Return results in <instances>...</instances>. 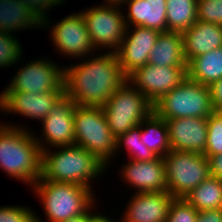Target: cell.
Returning a JSON list of instances; mask_svg holds the SVG:
<instances>
[{"instance_id": "obj_24", "label": "cell", "mask_w": 222, "mask_h": 222, "mask_svg": "<svg viewBox=\"0 0 222 222\" xmlns=\"http://www.w3.org/2000/svg\"><path fill=\"white\" fill-rule=\"evenodd\" d=\"M141 142L159 157L170 150L168 126L162 117L152 111L141 123Z\"/></svg>"}, {"instance_id": "obj_28", "label": "cell", "mask_w": 222, "mask_h": 222, "mask_svg": "<svg viewBox=\"0 0 222 222\" xmlns=\"http://www.w3.org/2000/svg\"><path fill=\"white\" fill-rule=\"evenodd\" d=\"M20 41L9 33L0 32V68L6 69V67L13 66L22 56V49Z\"/></svg>"}, {"instance_id": "obj_16", "label": "cell", "mask_w": 222, "mask_h": 222, "mask_svg": "<svg viewBox=\"0 0 222 222\" xmlns=\"http://www.w3.org/2000/svg\"><path fill=\"white\" fill-rule=\"evenodd\" d=\"M121 168V178L137 189L136 193L167 191L165 164L163 157L150 161L128 160Z\"/></svg>"}, {"instance_id": "obj_27", "label": "cell", "mask_w": 222, "mask_h": 222, "mask_svg": "<svg viewBox=\"0 0 222 222\" xmlns=\"http://www.w3.org/2000/svg\"><path fill=\"white\" fill-rule=\"evenodd\" d=\"M115 142L116 154L118 155V152L121 151L120 148L124 145L125 149H127V157H129V160L150 161L157 157L156 154H154L141 142L140 125L128 130L124 134L119 135Z\"/></svg>"}, {"instance_id": "obj_12", "label": "cell", "mask_w": 222, "mask_h": 222, "mask_svg": "<svg viewBox=\"0 0 222 222\" xmlns=\"http://www.w3.org/2000/svg\"><path fill=\"white\" fill-rule=\"evenodd\" d=\"M61 21L54 23L51 30V41L55 45V50H58L65 57L87 58L96 51L91 43L89 33L87 31L86 23L81 12H74ZM89 54V55H88ZM87 55V56H86Z\"/></svg>"}, {"instance_id": "obj_29", "label": "cell", "mask_w": 222, "mask_h": 222, "mask_svg": "<svg viewBox=\"0 0 222 222\" xmlns=\"http://www.w3.org/2000/svg\"><path fill=\"white\" fill-rule=\"evenodd\" d=\"M207 143L204 155L222 154V113L213 112L207 118Z\"/></svg>"}, {"instance_id": "obj_17", "label": "cell", "mask_w": 222, "mask_h": 222, "mask_svg": "<svg viewBox=\"0 0 222 222\" xmlns=\"http://www.w3.org/2000/svg\"><path fill=\"white\" fill-rule=\"evenodd\" d=\"M171 150L204 154L207 143V119L186 117L165 120Z\"/></svg>"}, {"instance_id": "obj_19", "label": "cell", "mask_w": 222, "mask_h": 222, "mask_svg": "<svg viewBox=\"0 0 222 222\" xmlns=\"http://www.w3.org/2000/svg\"><path fill=\"white\" fill-rule=\"evenodd\" d=\"M187 63L193 58L222 47V25L197 20L182 33Z\"/></svg>"}, {"instance_id": "obj_9", "label": "cell", "mask_w": 222, "mask_h": 222, "mask_svg": "<svg viewBox=\"0 0 222 222\" xmlns=\"http://www.w3.org/2000/svg\"><path fill=\"white\" fill-rule=\"evenodd\" d=\"M122 7L101 4L80 11L96 51L108 48L110 52H115L121 44L127 29Z\"/></svg>"}, {"instance_id": "obj_3", "label": "cell", "mask_w": 222, "mask_h": 222, "mask_svg": "<svg viewBox=\"0 0 222 222\" xmlns=\"http://www.w3.org/2000/svg\"><path fill=\"white\" fill-rule=\"evenodd\" d=\"M54 149L57 151H42L41 177L38 181L72 183L92 188L91 180L106 172V166L81 146L75 144Z\"/></svg>"}, {"instance_id": "obj_34", "label": "cell", "mask_w": 222, "mask_h": 222, "mask_svg": "<svg viewBox=\"0 0 222 222\" xmlns=\"http://www.w3.org/2000/svg\"><path fill=\"white\" fill-rule=\"evenodd\" d=\"M208 87L214 112L222 113V78Z\"/></svg>"}, {"instance_id": "obj_30", "label": "cell", "mask_w": 222, "mask_h": 222, "mask_svg": "<svg viewBox=\"0 0 222 222\" xmlns=\"http://www.w3.org/2000/svg\"><path fill=\"white\" fill-rule=\"evenodd\" d=\"M198 211L184 198H174L165 222H196Z\"/></svg>"}, {"instance_id": "obj_7", "label": "cell", "mask_w": 222, "mask_h": 222, "mask_svg": "<svg viewBox=\"0 0 222 222\" xmlns=\"http://www.w3.org/2000/svg\"><path fill=\"white\" fill-rule=\"evenodd\" d=\"M102 108L111 133L117 138L139 126L153 111V104L126 80Z\"/></svg>"}, {"instance_id": "obj_23", "label": "cell", "mask_w": 222, "mask_h": 222, "mask_svg": "<svg viewBox=\"0 0 222 222\" xmlns=\"http://www.w3.org/2000/svg\"><path fill=\"white\" fill-rule=\"evenodd\" d=\"M187 77L205 86L222 78V47L193 58L187 67Z\"/></svg>"}, {"instance_id": "obj_18", "label": "cell", "mask_w": 222, "mask_h": 222, "mask_svg": "<svg viewBox=\"0 0 222 222\" xmlns=\"http://www.w3.org/2000/svg\"><path fill=\"white\" fill-rule=\"evenodd\" d=\"M174 197L167 191L136 193L130 198L121 222H165Z\"/></svg>"}, {"instance_id": "obj_25", "label": "cell", "mask_w": 222, "mask_h": 222, "mask_svg": "<svg viewBox=\"0 0 222 222\" xmlns=\"http://www.w3.org/2000/svg\"><path fill=\"white\" fill-rule=\"evenodd\" d=\"M198 212L222 209V180L209 176L184 197Z\"/></svg>"}, {"instance_id": "obj_11", "label": "cell", "mask_w": 222, "mask_h": 222, "mask_svg": "<svg viewBox=\"0 0 222 222\" xmlns=\"http://www.w3.org/2000/svg\"><path fill=\"white\" fill-rule=\"evenodd\" d=\"M74 109L75 104L66 93L57 100L49 115L40 123L43 126L40 136L45 139H38L34 134L41 151L75 145Z\"/></svg>"}, {"instance_id": "obj_8", "label": "cell", "mask_w": 222, "mask_h": 222, "mask_svg": "<svg viewBox=\"0 0 222 222\" xmlns=\"http://www.w3.org/2000/svg\"><path fill=\"white\" fill-rule=\"evenodd\" d=\"M167 192L184 198L209 176V162L204 154L170 150L164 157Z\"/></svg>"}, {"instance_id": "obj_33", "label": "cell", "mask_w": 222, "mask_h": 222, "mask_svg": "<svg viewBox=\"0 0 222 222\" xmlns=\"http://www.w3.org/2000/svg\"><path fill=\"white\" fill-rule=\"evenodd\" d=\"M24 5L29 7L42 19V28L46 29L50 26L48 9L55 8L58 5L64 4L65 0H20ZM64 1V2H63ZM47 10V11H46Z\"/></svg>"}, {"instance_id": "obj_36", "label": "cell", "mask_w": 222, "mask_h": 222, "mask_svg": "<svg viewBox=\"0 0 222 222\" xmlns=\"http://www.w3.org/2000/svg\"><path fill=\"white\" fill-rule=\"evenodd\" d=\"M196 222H222V209L200 211Z\"/></svg>"}, {"instance_id": "obj_10", "label": "cell", "mask_w": 222, "mask_h": 222, "mask_svg": "<svg viewBox=\"0 0 222 222\" xmlns=\"http://www.w3.org/2000/svg\"><path fill=\"white\" fill-rule=\"evenodd\" d=\"M64 67L51 59H35L21 65L2 92L47 93L58 92L64 86Z\"/></svg>"}, {"instance_id": "obj_39", "label": "cell", "mask_w": 222, "mask_h": 222, "mask_svg": "<svg viewBox=\"0 0 222 222\" xmlns=\"http://www.w3.org/2000/svg\"><path fill=\"white\" fill-rule=\"evenodd\" d=\"M105 3L102 4H107V5H117V6H123L125 0H103ZM123 4V5H122Z\"/></svg>"}, {"instance_id": "obj_37", "label": "cell", "mask_w": 222, "mask_h": 222, "mask_svg": "<svg viewBox=\"0 0 222 222\" xmlns=\"http://www.w3.org/2000/svg\"><path fill=\"white\" fill-rule=\"evenodd\" d=\"M94 206L96 205H93L87 212L83 213L82 215L72 217L62 222H90L91 218L96 214ZM92 210L94 211V213Z\"/></svg>"}, {"instance_id": "obj_26", "label": "cell", "mask_w": 222, "mask_h": 222, "mask_svg": "<svg viewBox=\"0 0 222 222\" xmlns=\"http://www.w3.org/2000/svg\"><path fill=\"white\" fill-rule=\"evenodd\" d=\"M167 30L183 33L197 21V0H167Z\"/></svg>"}, {"instance_id": "obj_20", "label": "cell", "mask_w": 222, "mask_h": 222, "mask_svg": "<svg viewBox=\"0 0 222 222\" xmlns=\"http://www.w3.org/2000/svg\"><path fill=\"white\" fill-rule=\"evenodd\" d=\"M167 0H125L127 27L143 26L160 32L167 30Z\"/></svg>"}, {"instance_id": "obj_4", "label": "cell", "mask_w": 222, "mask_h": 222, "mask_svg": "<svg viewBox=\"0 0 222 222\" xmlns=\"http://www.w3.org/2000/svg\"><path fill=\"white\" fill-rule=\"evenodd\" d=\"M32 189L41 200L48 222H62L82 215L94 205V198H97L94 197L93 188L72 183L37 181Z\"/></svg>"}, {"instance_id": "obj_31", "label": "cell", "mask_w": 222, "mask_h": 222, "mask_svg": "<svg viewBox=\"0 0 222 222\" xmlns=\"http://www.w3.org/2000/svg\"><path fill=\"white\" fill-rule=\"evenodd\" d=\"M0 222H43L34 211L23 205L0 206Z\"/></svg>"}, {"instance_id": "obj_2", "label": "cell", "mask_w": 222, "mask_h": 222, "mask_svg": "<svg viewBox=\"0 0 222 222\" xmlns=\"http://www.w3.org/2000/svg\"><path fill=\"white\" fill-rule=\"evenodd\" d=\"M27 129L0 122V169L32 187L41 177L42 151Z\"/></svg>"}, {"instance_id": "obj_13", "label": "cell", "mask_w": 222, "mask_h": 222, "mask_svg": "<svg viewBox=\"0 0 222 222\" xmlns=\"http://www.w3.org/2000/svg\"><path fill=\"white\" fill-rule=\"evenodd\" d=\"M187 77V67L149 65L134 70L127 81L154 104Z\"/></svg>"}, {"instance_id": "obj_1", "label": "cell", "mask_w": 222, "mask_h": 222, "mask_svg": "<svg viewBox=\"0 0 222 222\" xmlns=\"http://www.w3.org/2000/svg\"><path fill=\"white\" fill-rule=\"evenodd\" d=\"M98 54L63 66L65 93L77 106L102 107L127 80L115 52Z\"/></svg>"}, {"instance_id": "obj_14", "label": "cell", "mask_w": 222, "mask_h": 222, "mask_svg": "<svg viewBox=\"0 0 222 222\" xmlns=\"http://www.w3.org/2000/svg\"><path fill=\"white\" fill-rule=\"evenodd\" d=\"M159 34L160 31L143 26L127 27L125 36L115 51L121 71L126 77L148 63L149 54Z\"/></svg>"}, {"instance_id": "obj_21", "label": "cell", "mask_w": 222, "mask_h": 222, "mask_svg": "<svg viewBox=\"0 0 222 222\" xmlns=\"http://www.w3.org/2000/svg\"><path fill=\"white\" fill-rule=\"evenodd\" d=\"M149 65L162 67H188L184 55L182 33L160 32L148 58Z\"/></svg>"}, {"instance_id": "obj_5", "label": "cell", "mask_w": 222, "mask_h": 222, "mask_svg": "<svg viewBox=\"0 0 222 222\" xmlns=\"http://www.w3.org/2000/svg\"><path fill=\"white\" fill-rule=\"evenodd\" d=\"M75 144L93 154L106 167L116 155V138L107 124L102 107L74 109Z\"/></svg>"}, {"instance_id": "obj_32", "label": "cell", "mask_w": 222, "mask_h": 222, "mask_svg": "<svg viewBox=\"0 0 222 222\" xmlns=\"http://www.w3.org/2000/svg\"><path fill=\"white\" fill-rule=\"evenodd\" d=\"M197 20L222 25V0H197Z\"/></svg>"}, {"instance_id": "obj_35", "label": "cell", "mask_w": 222, "mask_h": 222, "mask_svg": "<svg viewBox=\"0 0 222 222\" xmlns=\"http://www.w3.org/2000/svg\"><path fill=\"white\" fill-rule=\"evenodd\" d=\"M210 176L222 180V154L207 157Z\"/></svg>"}, {"instance_id": "obj_22", "label": "cell", "mask_w": 222, "mask_h": 222, "mask_svg": "<svg viewBox=\"0 0 222 222\" xmlns=\"http://www.w3.org/2000/svg\"><path fill=\"white\" fill-rule=\"evenodd\" d=\"M42 28V19L20 0H0V32ZM37 27V28H36Z\"/></svg>"}, {"instance_id": "obj_38", "label": "cell", "mask_w": 222, "mask_h": 222, "mask_svg": "<svg viewBox=\"0 0 222 222\" xmlns=\"http://www.w3.org/2000/svg\"><path fill=\"white\" fill-rule=\"evenodd\" d=\"M90 222H121V220L116 221L114 218H109L105 214L96 213L90 220Z\"/></svg>"}, {"instance_id": "obj_6", "label": "cell", "mask_w": 222, "mask_h": 222, "mask_svg": "<svg viewBox=\"0 0 222 222\" xmlns=\"http://www.w3.org/2000/svg\"><path fill=\"white\" fill-rule=\"evenodd\" d=\"M153 111L165 120L186 117L207 119L214 112L210 89L186 77L153 104Z\"/></svg>"}, {"instance_id": "obj_15", "label": "cell", "mask_w": 222, "mask_h": 222, "mask_svg": "<svg viewBox=\"0 0 222 222\" xmlns=\"http://www.w3.org/2000/svg\"><path fill=\"white\" fill-rule=\"evenodd\" d=\"M65 93L63 86L58 92L29 93V92H1L0 111L20 114L32 120L43 121L50 113L57 100Z\"/></svg>"}]
</instances>
